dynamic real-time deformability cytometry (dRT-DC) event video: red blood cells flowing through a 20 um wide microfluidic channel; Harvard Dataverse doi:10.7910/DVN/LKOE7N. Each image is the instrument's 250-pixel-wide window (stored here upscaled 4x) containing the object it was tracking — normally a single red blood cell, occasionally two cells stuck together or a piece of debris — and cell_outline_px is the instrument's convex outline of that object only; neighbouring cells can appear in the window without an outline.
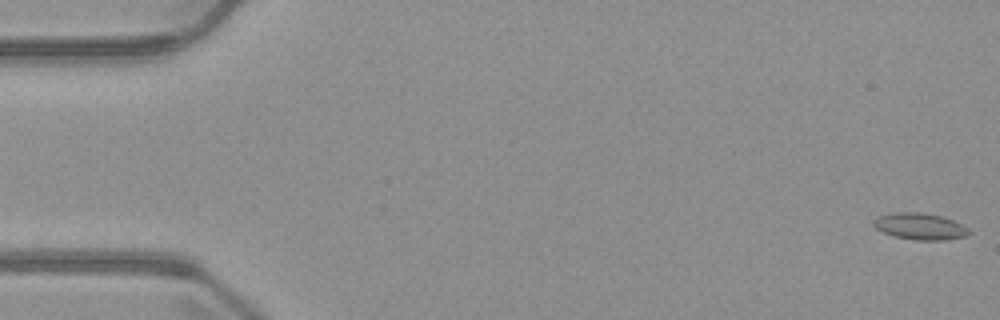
{"species": "common noctule bat (a hibernating species)", "species_latin": "Nyctalus noctula", "temperature_condition": "warm", "stored_images_in_passage": 5, "camera_frame_rate_fps": 3000, "um_per_image_px": 0.085, "animal": {"sex": "male", "body_mass_g": 23.1, "forearm_length_mm": 52.7}, "frame": {"image": 1, "passage_image": 1, "time_ms": 0.0, "image_size_px": [1000, 320], "cell_outline_px": [[972, 232], [964, 236], [944, 240], [916, 240], [896, 236], [884, 232], [876, 228], [872, 224], [872, 220], [880, 216], [896, 212], [920, 212], [940, 216], [952, 220], [968, 228]], "centroid_in_image_um": [78.19, 19.24], "position_along_channel_um": 6.8, "area_um2": 14.51}}
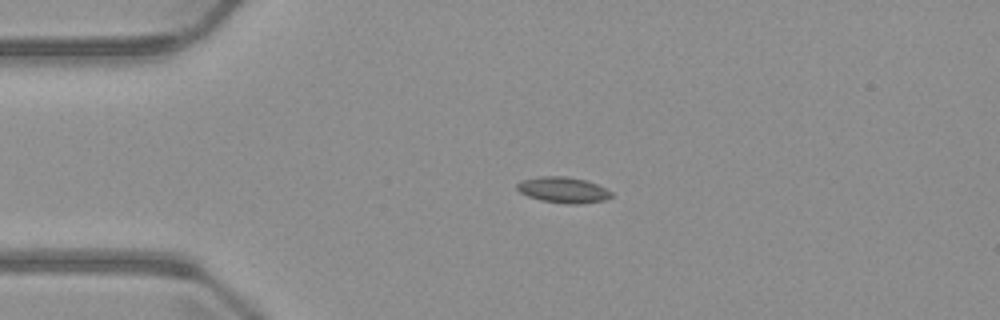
{"frame": {"image": 2, "passage_image": 4, "time_ms": 3.667, "image_size_px": [1000, 320], "cell_outline_px": [[612, 196], [604, 200], [576, 204], [568, 204], [540, 200], [528, 196], [520, 192], [516, 188], [516, 184], [520, 180], [540, 176], [568, 176], [588, 180], [612, 192]], "centroid_in_image_um": [47.84, 16.13], "position_along_channel_um": 37.2, "area_um2": 14.28}}